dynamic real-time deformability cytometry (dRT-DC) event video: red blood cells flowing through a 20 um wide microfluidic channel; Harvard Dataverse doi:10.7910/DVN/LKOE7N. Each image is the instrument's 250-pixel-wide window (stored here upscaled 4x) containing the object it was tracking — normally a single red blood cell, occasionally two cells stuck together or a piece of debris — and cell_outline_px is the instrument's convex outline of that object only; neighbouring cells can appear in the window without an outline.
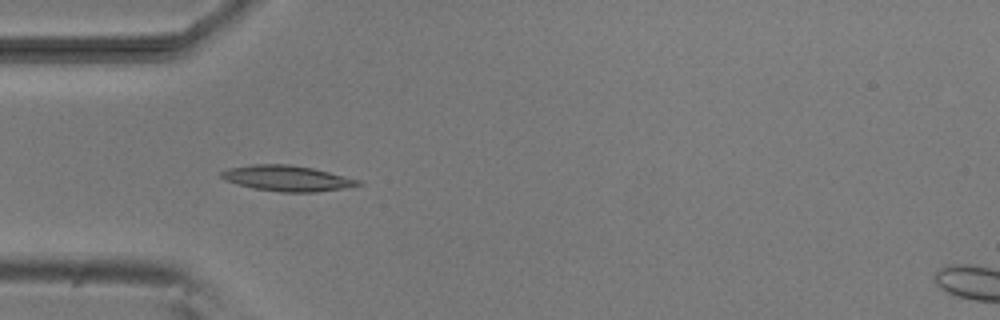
{"species": "common noctule bat (a hibernating species)", "species_latin": "Nyctalus noctula", "temperature_condition": "room temperature", "stored_images_in_passage": 5, "camera_frame_rate_fps": 3000, "um_per_image_px": 0.085, "animal": {"sex": "male", "body_mass_g": 20.5, "forearm_length_mm": 52.5}, "frame": {"image": 1, "passage_image": 4, "time_ms": 4.333, "image_size_px": [1000, 320], "cell_outline_px": [[364, 184], [316, 192], [280, 192], [252, 188], [236, 184], [224, 180], [220, 176], [220, 172], [228, 168], [252, 164], [288, 164], [312, 168], [360, 180]], "centroid_in_image_um": [24.34, 15.15], "position_along_channel_um": 60.7, "area_um2": 20.35}}
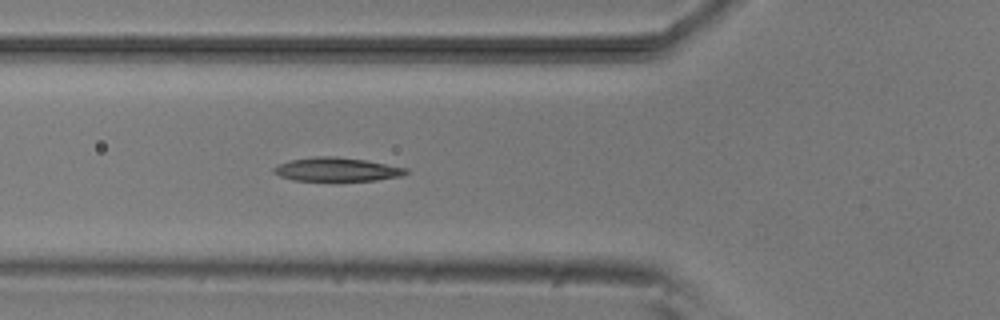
{"frame": {"image": 2, "passage_image": 5, "time_ms": 5.333, "image_size_px": [1000, 320], "cell_outline_px": [[408, 172], [400, 176], [376, 180], [292, 180], [280, 176], [272, 172], [272, 168], [280, 164], [292, 160], [316, 156], [332, 156], [364, 160], [408, 168]], "centroid_in_image_um": [28.61, 14.4], "position_along_channel_um": 97.2, "area_um2": 17.92}}